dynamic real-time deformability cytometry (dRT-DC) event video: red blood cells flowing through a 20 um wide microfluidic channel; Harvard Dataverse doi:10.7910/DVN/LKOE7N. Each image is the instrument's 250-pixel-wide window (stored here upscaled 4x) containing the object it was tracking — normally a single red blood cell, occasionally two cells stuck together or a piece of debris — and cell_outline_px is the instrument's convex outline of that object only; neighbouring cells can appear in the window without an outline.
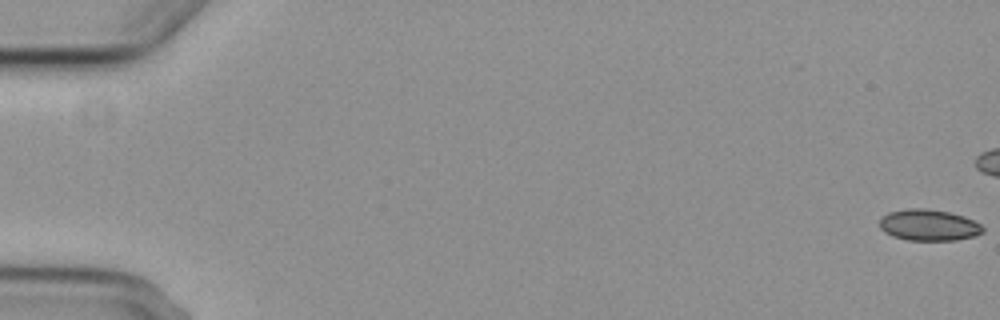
{"species": "common noctule bat (a hibernating species)", "species_latin": "Nyctalus noctula", "temperature_condition": "cold", "stored_images_in_passage": 6, "camera_frame_rate_fps": 3000, "um_per_image_px": 0.085, "animal": {"sex": "female", "body_mass_g": 29.2, "forearm_length_mm": 56.3}, "frame": {"image": 1, "passage_image": 1, "time_ms": 0.0, "image_size_px": [1000, 320], "cell_outline_px": [[984, 232], [976, 236], [956, 240], [908, 240], [892, 236], [884, 232], [880, 228], [880, 220], [888, 212], [908, 208], [924, 208], [948, 212], [964, 216], [980, 224], [984, 228]], "centroid_in_image_um": [78.95, 19.14], "position_along_channel_um": 6.0, "area_um2": 18.84}}